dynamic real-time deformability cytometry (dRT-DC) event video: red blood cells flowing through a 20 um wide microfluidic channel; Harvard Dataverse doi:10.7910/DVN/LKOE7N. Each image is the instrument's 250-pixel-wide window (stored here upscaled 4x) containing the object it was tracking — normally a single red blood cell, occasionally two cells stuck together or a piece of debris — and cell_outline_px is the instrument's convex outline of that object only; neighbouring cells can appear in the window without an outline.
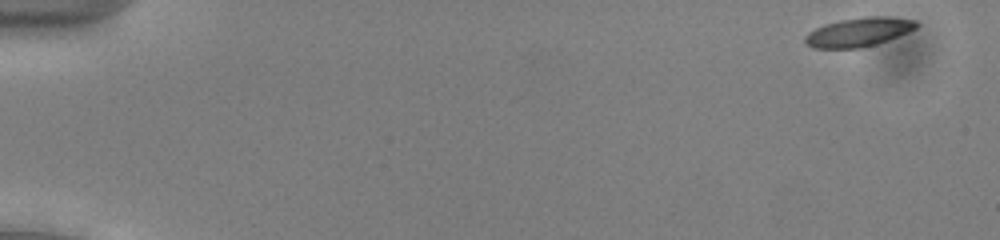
{"species": "common noctule bat (a hibernating species)", "species_latin": "Nyctalus noctula", "temperature_condition": "cold", "stored_images_in_passage": 13, "camera_frame_rate_fps": 3000, "um_per_image_px": 0.085, "animal": {"sex": "male", "body_mass_g": 13.0, "forearm_length_mm": 53.1}, "frame": {"image": 1, "passage_image": 1, "time_ms": 0.0, "image_size_px": [1000, 240], "cell_outline_px": [[920, 24], [916, 28], [908, 32], [888, 40], [876, 44], [860, 48], [812, 48], [804, 44], [804, 36], [808, 32], [824, 24], [840, 20], [868, 16], [884, 16], [916, 20]], "centroid_in_image_um": [72.97, 2.73], "position_along_channel_um": 12.0, "area_um2": 18.9}}